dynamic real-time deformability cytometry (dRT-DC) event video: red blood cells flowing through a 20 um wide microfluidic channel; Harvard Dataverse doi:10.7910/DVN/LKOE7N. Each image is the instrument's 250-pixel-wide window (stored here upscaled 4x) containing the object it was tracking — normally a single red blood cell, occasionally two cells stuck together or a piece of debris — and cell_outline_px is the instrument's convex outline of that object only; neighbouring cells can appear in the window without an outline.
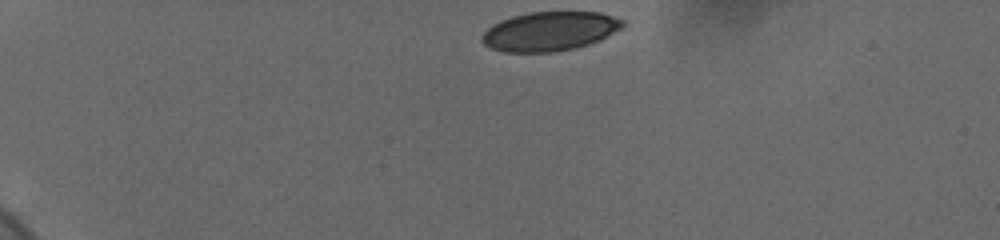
{"species": "human", "species_latin": "Homo sapiens", "temperature_condition": "cold", "stored_images_in_passage": 40, "camera_frame_rate_fps": 3000, "um_per_image_px": 0.085, "donor": {"sex": "female"}, "frame": {"image": 1, "passage_image": 1, "time_ms": 0.0, "image_size_px": [1000, 240], "cell_outline_px": [[624, 24], [620, 28], [600, 40], [588, 44], [572, 48], [552, 52], [504, 52], [492, 48], [484, 44], [480, 40], [480, 36], [492, 24], [500, 20], [512, 16], [528, 12], [600, 12], [624, 20]], "centroid_in_image_um": [46.68, 2.65], "position_along_channel_um": 38.3, "area_um2": 32.02}}
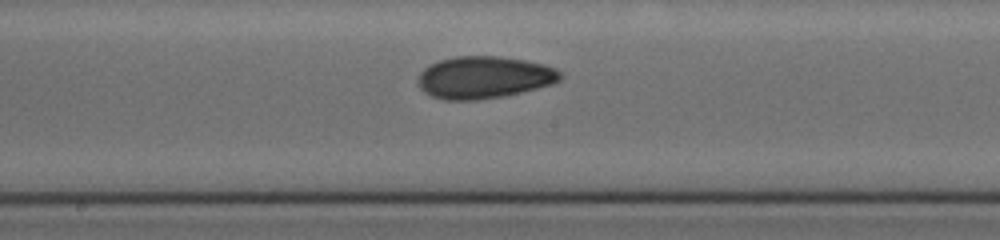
{"frame": {"image": 2, "passage_image": 21, "time_ms": 6.667, "image_size_px": [1000, 240], "cell_outline_px": [[564, 76], [560, 80], [552, 84], [520, 92], [500, 96], [476, 100], [444, 100], [432, 96], [424, 92], [420, 88], [416, 80], [420, 72], [424, 68], [440, 60], [456, 56], [500, 56], [524, 60], [544, 64], [556, 68]], "centroid_in_image_um": [41.13, 6.57], "position_along_channel_um": 207.1, "area_um2": 34.97}}
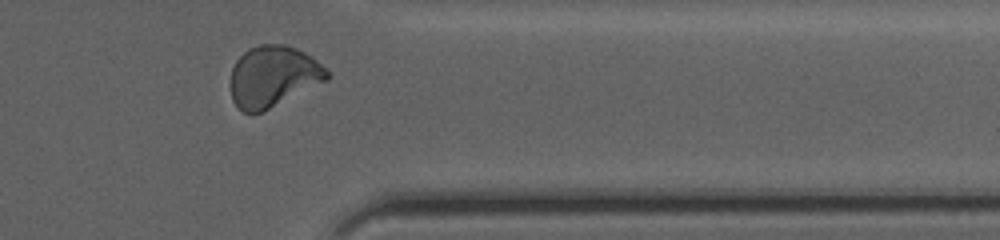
{"frame": {"image": 3, "passage_image": 36, "time_ms": 11.667, "image_size_px": [1000, 240], "cell_outline_px": [[328, 80], [260, 112], [244, 112], [232, 100], [232, 68], [236, 60], [248, 48], [260, 44], [284, 44], [296, 48], [304, 52], [316, 60], [328, 72]], "centroid_in_image_um": [23.21, 6.46], "position_along_channel_um": 388.2, "area_um2": 33.7}, "authors_computed_cell_mechanics": {"area_um2": 33.8997, "velocity_mm_per_s": 3.6859, "shape_relaxation_time_tau1_ms": null, "shape_relaxation_time_tau2_ms": 2.3893, "deformation_change_tau1": null, "deformation_change_tau2": 0.0693}}